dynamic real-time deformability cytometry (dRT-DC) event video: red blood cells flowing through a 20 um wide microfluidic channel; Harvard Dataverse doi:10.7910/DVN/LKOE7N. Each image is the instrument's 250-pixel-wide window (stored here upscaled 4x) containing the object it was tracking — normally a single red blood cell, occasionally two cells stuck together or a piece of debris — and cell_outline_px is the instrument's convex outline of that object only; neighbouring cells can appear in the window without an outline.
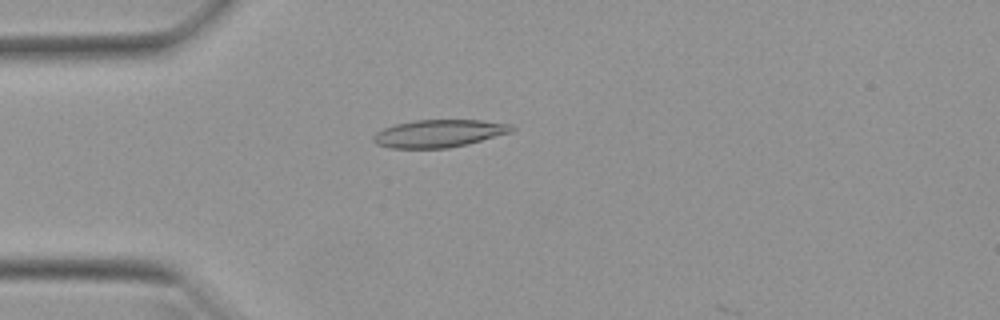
{"species": "Egyptian fruit bat (a non-hibernating species)", "species_latin": "Rousettus aegyptiacus", "temperature_condition": "warm", "stored_images_in_passage": 15, "camera_frame_rate_fps": 3000, "um_per_image_px": 0.085, "animal": {"sex": "female"}, "frame": {"image": 1, "passage_image": 14, "time_ms": 4.333, "image_size_px": [1000, 320], "cell_outline_px": [[516, 128], [512, 132], [468, 144], [448, 148], [392, 148], [376, 144], [372, 140], [372, 136], [376, 132], [384, 128], [396, 124], [416, 120], [480, 120], [508, 124]], "centroid_in_image_um": [37.3, 11.35], "position_along_channel_um": 47.7, "area_um2": 22.2}}